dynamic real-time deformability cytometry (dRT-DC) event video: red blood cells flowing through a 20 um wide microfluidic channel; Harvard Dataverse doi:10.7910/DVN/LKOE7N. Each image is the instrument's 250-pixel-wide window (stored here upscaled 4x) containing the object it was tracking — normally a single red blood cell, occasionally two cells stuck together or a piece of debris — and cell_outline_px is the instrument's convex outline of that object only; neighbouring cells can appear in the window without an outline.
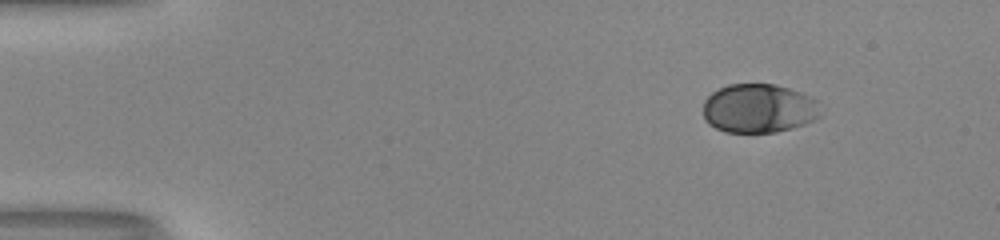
{"species": "human", "species_latin": "Homo sapiens", "temperature_condition": "room temperature", "stored_images_in_passage": 47, "camera_frame_rate_fps": 3000, "um_per_image_px": 0.085, "donor": {"sex": "male"}, "frame": {"image": 1, "passage_image": 1, "time_ms": 0.0, "image_size_px": [1000, 240], "cell_outline_px": [[820, 116], [816, 120], [792, 128], [776, 132], [724, 132], [708, 124], [704, 120], [704, 100], [712, 92], [728, 84], [776, 84], [800, 92], [816, 100]], "centroid_in_image_um": [64.47, 9.22], "position_along_channel_um": 20.5, "area_um2": 33.52}}
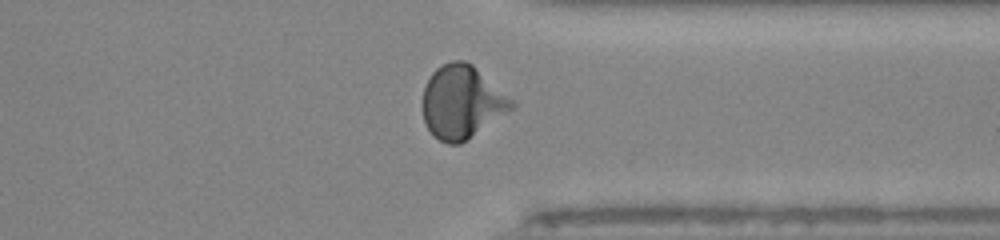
{"frame": {"image": 2, "passage_image": 36, "time_ms": 11.667, "image_size_px": [1000, 240], "cell_outline_px": [[516, 108], [460, 144], [448, 144], [440, 140], [428, 128], [424, 120], [424, 88], [432, 72], [436, 68], [452, 60], [464, 60], [472, 64], [512, 100], [516, 104]], "centroid_in_image_um": [39.28, 8.68], "position_along_channel_um": 372.1, "area_um2": 37.4}}
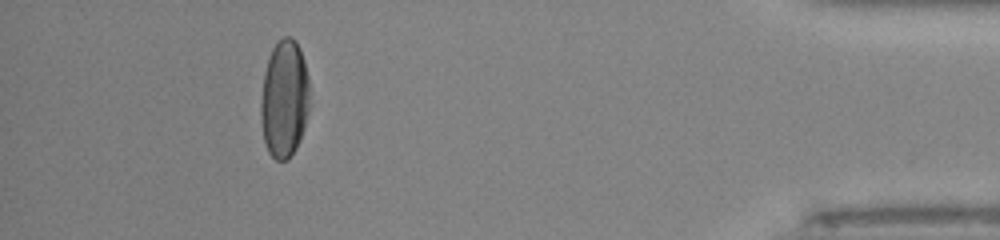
{"frame": {"image": 3, "passage_image": 43, "time_ms": 14.0, "image_size_px": [1000, 240], "cell_outline_px": [[308, 112], [304, 128], [300, 140], [296, 148], [288, 160], [276, 160], [268, 152], [264, 144], [260, 116], [260, 100], [264, 72], [268, 56], [272, 48], [284, 36], [288, 36], [296, 40], [300, 48], [304, 60], [308, 76]], "centroid_in_image_um": [24.15, 8.41], "position_along_channel_um": 411.1, "area_um2": 33.81}, "authors_computed_cell_mechanics": {"area_um2": 34.0442, "velocity_mm_per_s": 3.9816, "shape_relaxation_time_tau1_ms": 3.4779, "shape_relaxation_time_tau2_ms": null, "deformation_change_tau1": 0.1796, "deformation_change_tau2": null}}